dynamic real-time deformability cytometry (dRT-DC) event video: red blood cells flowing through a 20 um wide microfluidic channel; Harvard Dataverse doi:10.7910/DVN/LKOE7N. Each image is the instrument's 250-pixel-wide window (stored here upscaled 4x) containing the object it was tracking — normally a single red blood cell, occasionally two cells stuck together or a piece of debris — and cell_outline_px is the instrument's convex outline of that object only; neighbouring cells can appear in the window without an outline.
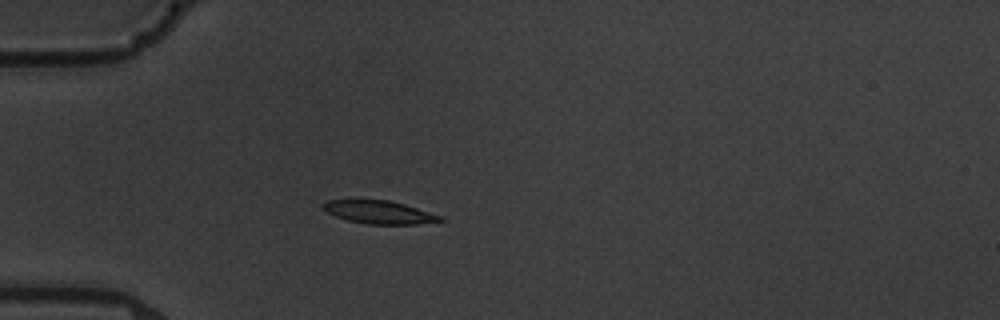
{"species": "common noctule bat (a hibernating species)", "species_latin": "Nyctalus noctula", "temperature_condition": "warm", "stored_images_in_passage": 6, "camera_frame_rate_fps": 3000, "um_per_image_px": 0.085, "animal": {"sex": "male", "body_mass_g": 19.5, "forearm_length_mm": 54.6}, "frame": {"image": 1, "passage_image": 5, "time_ms": 4.667, "image_size_px": [1000, 320], "cell_outline_px": [[444, 220], [416, 224], [368, 224], [348, 220], [336, 216], [328, 212], [320, 204], [328, 200], [388, 200], [404, 204], [444, 216]], "centroid_in_image_um": [32.26, 18.03], "position_along_channel_um": 52.7, "area_um2": 15.55}}